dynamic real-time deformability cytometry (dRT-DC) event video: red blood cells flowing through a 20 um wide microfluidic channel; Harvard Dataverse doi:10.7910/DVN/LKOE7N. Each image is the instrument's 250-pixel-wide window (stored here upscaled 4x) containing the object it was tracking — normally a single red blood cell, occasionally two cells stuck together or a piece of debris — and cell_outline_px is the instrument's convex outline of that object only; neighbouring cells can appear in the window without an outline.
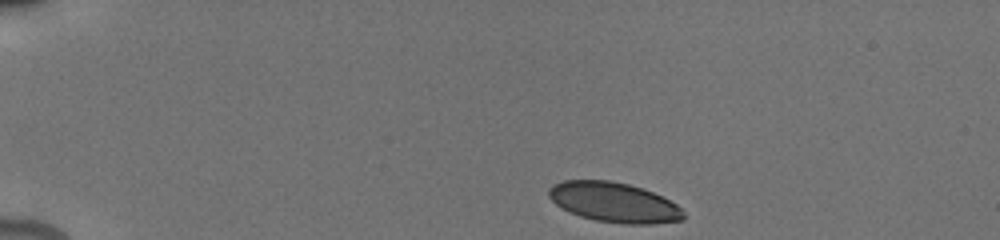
{"species": "human", "species_latin": "Homo sapiens", "temperature_condition": "cold", "stored_images_in_passage": 41, "camera_frame_rate_fps": 3000, "um_per_image_px": 0.085, "donor": {"sex": "male"}, "frame": {"image": 1, "passage_image": 1, "time_ms": 0.0, "image_size_px": [1000, 240], "cell_outline_px": [[684, 220], [652, 224], [624, 224], [596, 220], [580, 216], [568, 212], [556, 204], [548, 196], [548, 188], [552, 184], [564, 180], [608, 180], [628, 184], [652, 192], [676, 204], [684, 212]], "centroid_in_image_um": [52.16, 17.2], "position_along_channel_um": 32.8, "area_um2": 31.27}}
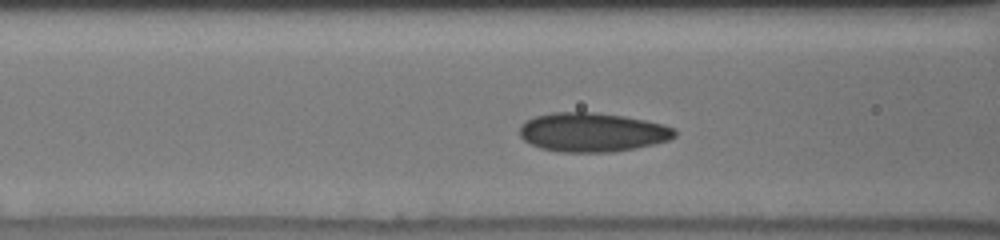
{"frame": {"image": 2, "passage_image": 15, "time_ms": 4.333, "image_size_px": [1000, 240], "cell_outline_px": [[676, 136], [668, 140], [636, 148], [612, 152], [560, 152], [540, 148], [524, 140], [520, 136], [520, 128], [528, 120], [536, 116], [552, 112], [592, 112], [624, 116], [664, 124], [676, 128]], "centroid_in_image_um": [50.37, 11.24], "position_along_channel_um": 116.2, "area_um2": 35.2}}
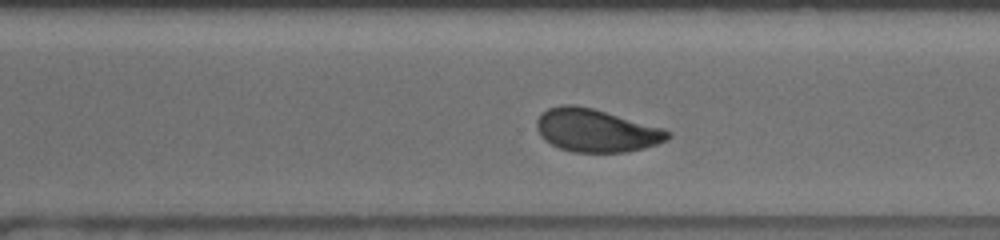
{"frame": {"image": 3, "passage_image": 29, "time_ms": 9.667, "image_size_px": [1000, 240], "cell_outline_px": [[672, 136], [668, 140], [644, 148], [624, 152], [572, 152], [560, 148], [544, 140], [540, 136], [536, 128], [536, 120], [548, 108], [560, 104], [576, 104], [592, 108], [664, 128], [672, 132]], "centroid_in_image_um": [50.68, 11.08], "position_along_channel_um": 319.9, "area_um2": 32.95}, "authors_computed_cell_mechanics": {"area_um2": 32.946, "velocity_mm_per_s": 3.831, "shape_relaxation_time_tau1_ms": 7.2082, "shape_relaxation_time_tau2_ms": 1.0733, "deformation_change_tau1": 0.1433, "deformation_change_tau2": 0.0556}}